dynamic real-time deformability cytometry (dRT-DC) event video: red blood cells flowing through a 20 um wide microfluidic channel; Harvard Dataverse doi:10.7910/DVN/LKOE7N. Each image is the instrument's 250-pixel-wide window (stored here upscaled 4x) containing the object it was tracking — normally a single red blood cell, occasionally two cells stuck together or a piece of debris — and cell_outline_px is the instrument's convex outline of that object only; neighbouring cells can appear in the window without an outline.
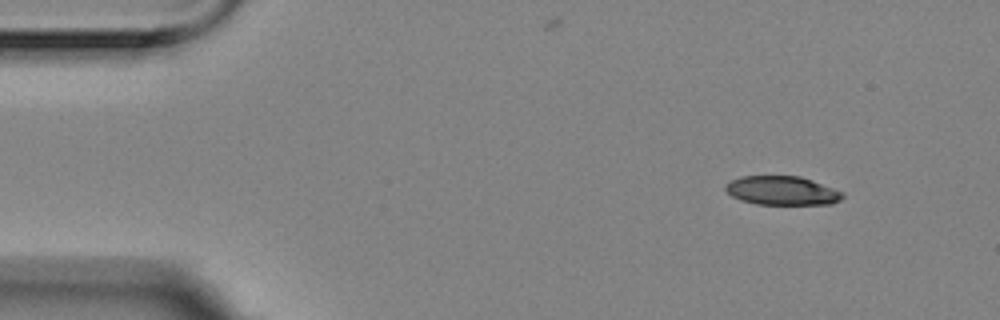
{"species": "Egyptian fruit bat (a non-hibernating species)", "species_latin": "Rousettus aegyptiacus", "temperature_condition": "room temperature", "stored_images_in_passage": 4, "camera_frame_rate_fps": 3000, "um_per_image_px": 0.085, "animal": {"sex": "female"}, "frame": {"image": 1, "passage_image": 1, "time_ms": 0.0, "image_size_px": [1000, 320], "cell_outline_px": [[844, 196], [840, 200], [832, 204], [756, 204], [740, 200], [732, 196], [724, 188], [724, 184], [740, 176], [800, 176], [812, 180], [844, 192]], "centroid_in_image_um": [66.47, 16.2], "position_along_channel_um": 18.5, "area_um2": 19.77}}
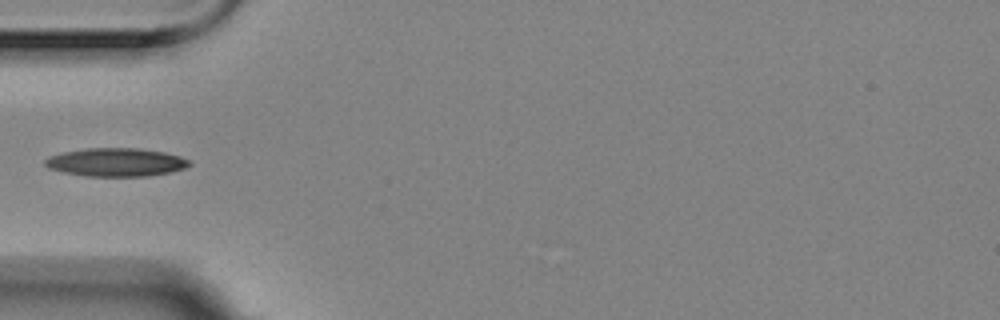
{"frame": {"image": 2, "passage_image": 4, "time_ms": 1.0, "image_size_px": [1000, 320], "cell_outline_px": [[192, 164], [184, 168], [172, 172], [148, 176], [84, 176], [64, 172], [48, 168], [44, 164], [44, 160], [52, 156], [64, 152], [88, 148], [136, 148], [164, 152], [180, 156], [192, 160]], "centroid_in_image_um": [9.91, 13.79], "position_along_channel_um": 75.1, "area_um2": 23.81}}